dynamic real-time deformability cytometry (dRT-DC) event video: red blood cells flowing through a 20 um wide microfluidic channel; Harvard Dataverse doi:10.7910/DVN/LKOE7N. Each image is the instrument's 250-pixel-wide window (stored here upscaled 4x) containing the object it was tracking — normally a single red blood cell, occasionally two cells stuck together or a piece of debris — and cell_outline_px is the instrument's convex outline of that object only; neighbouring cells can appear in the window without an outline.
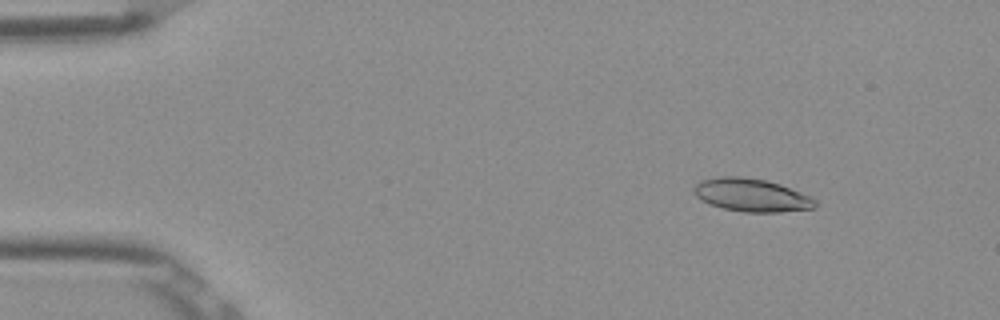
{"species": "Egyptian fruit bat (a non-hibernating species)", "species_latin": "Rousettus aegyptiacus", "temperature_condition": "room temperature", "stored_images_in_passage": 14, "camera_frame_rate_fps": 3000, "um_per_image_px": 0.085, "frame": {"image": 1, "passage_image": 7, "time_ms": 2.0, "image_size_px": [1000, 320], "cell_outline_px": [[816, 208], [780, 212], [744, 212], [724, 208], [708, 204], [700, 200], [692, 192], [692, 188], [700, 180], [720, 176], [740, 176], [764, 180], [780, 184], [800, 192], [816, 200]], "centroid_in_image_um": [63.83, 16.58], "position_along_channel_um": 21.2, "area_um2": 23.41}}